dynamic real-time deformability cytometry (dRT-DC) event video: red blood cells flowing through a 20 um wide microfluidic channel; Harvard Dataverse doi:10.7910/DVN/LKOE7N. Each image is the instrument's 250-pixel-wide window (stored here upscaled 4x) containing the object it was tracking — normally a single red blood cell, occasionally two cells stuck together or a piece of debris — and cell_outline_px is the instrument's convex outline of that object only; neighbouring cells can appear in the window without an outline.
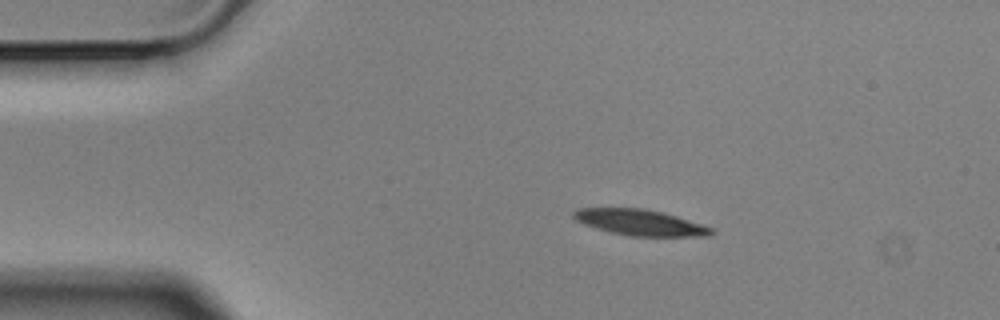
{"species": "Egyptian fruit bat (a non-hibernating species)", "species_latin": "Rousettus aegyptiacus", "temperature_condition": "cold", "stored_images_in_passage": 13, "camera_frame_rate_fps": 3000, "um_per_image_px": 0.085, "animal": {"sex": "male"}, "frame": {"image": 1, "passage_image": 1, "time_ms": 0.0, "image_size_px": [1000, 320], "cell_outline_px": [[716, 232], [712, 236], [628, 236], [596, 228], [584, 224], [576, 220], [572, 216], [572, 212], [580, 208], [644, 208], [676, 216], [712, 228]], "centroid_in_image_um": [54.4, 18.91], "position_along_channel_um": 30.6, "area_um2": 20.63}}
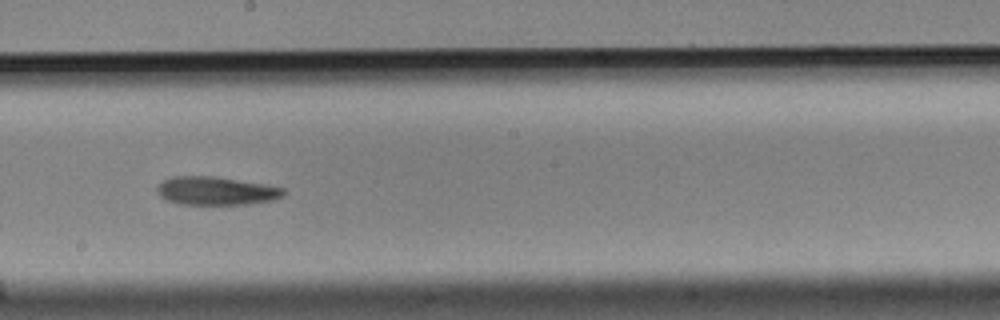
{"frame": {"image": 2, "passage_image": 7, "time_ms": 2.0, "image_size_px": [1000, 320], "cell_outline_px": [[288, 192], [284, 196], [272, 200], [248, 204], [180, 204], [168, 200], [160, 196], [156, 192], [156, 188], [164, 180], [172, 176], [216, 176], [264, 184], [284, 188]], "centroid_in_image_um": [18.39, 16.22], "position_along_channel_um": 229.8, "area_um2": 20.92}}
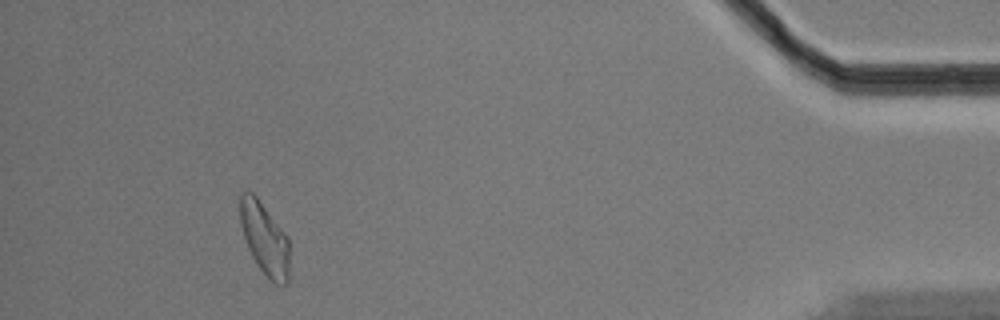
{"frame": {"image": 3, "passage_image": 12, "time_ms": 3.667, "image_size_px": [1000, 320], "cell_outline_px": [[288, 284], [272, 284], [256, 264], [248, 248], [240, 224], [240, 192], [252, 192], [256, 196], [288, 236]], "centroid_in_image_um": [22.49, 20.31], "position_along_channel_um": 412.7, "area_um2": 20.75}}